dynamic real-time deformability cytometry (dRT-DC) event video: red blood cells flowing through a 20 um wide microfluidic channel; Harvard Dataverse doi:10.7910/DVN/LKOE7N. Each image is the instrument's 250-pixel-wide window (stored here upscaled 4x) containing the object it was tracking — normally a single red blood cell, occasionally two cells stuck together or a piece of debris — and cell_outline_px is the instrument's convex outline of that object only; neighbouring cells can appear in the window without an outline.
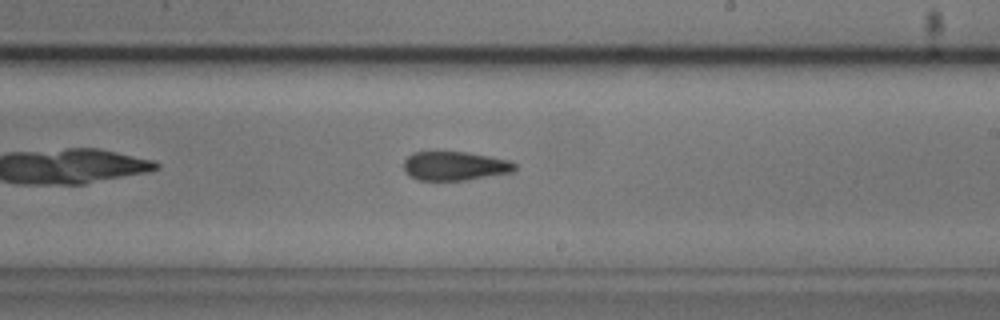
{"species": "common noctule bat (a hibernating species)", "species_latin": "Nyctalus noctula", "temperature_condition": "cold", "stored_images_in_passage": 40, "camera_frame_rate_fps": 3000, "um_per_image_px": 0.085, "animal": {"sex": "male", "body_mass_g": 20.5, "forearm_length_mm": 52.5}, "frame": {"image": 1, "passage_image": 18, "time_ms": 5.667, "image_size_px": [1000, 320], "cell_outline_px": [[516, 168], [512, 172], [464, 180], [420, 180], [408, 176], [404, 172], [404, 160], [412, 152], [468, 152], [508, 160], [516, 164]], "centroid_in_image_um": [38.62, 14.1], "position_along_channel_um": 250.4, "area_um2": 18.67}}
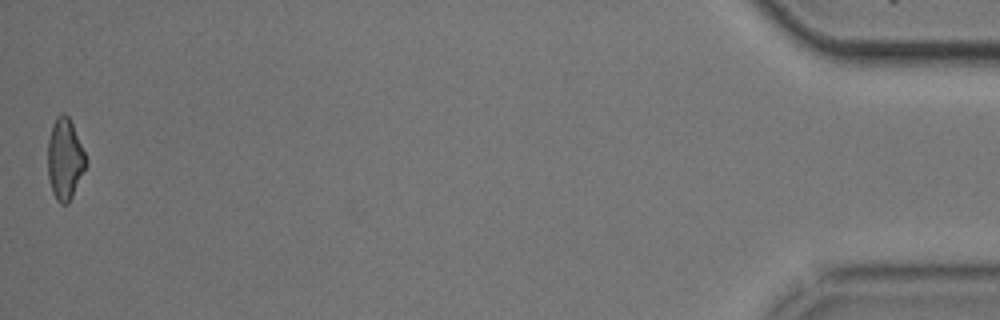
{"frame": {"image": 2, "passage_image": 40, "time_ms": 13.0, "image_size_px": [1000, 320], "cell_outline_px": [[88, 164], [68, 204], [60, 204], [56, 200], [52, 192], [48, 176], [48, 140], [52, 124], [56, 116], [60, 112], [64, 112], [68, 116], [72, 124], [88, 160]], "centroid_in_image_um": [5.51, 13.52], "position_along_channel_um": 429.7, "area_um2": 18.21}, "authors_computed_cell_mechanics": {"area_um2": 19.3919, "velocity_mm_per_s": 3.7458, "shape_relaxation_time_tau1_ms": 8.509, "shape_relaxation_time_tau2_ms": 5.821, "deformation_change_tau1": 0.1602, "deformation_change_tau2": 0.1578}}